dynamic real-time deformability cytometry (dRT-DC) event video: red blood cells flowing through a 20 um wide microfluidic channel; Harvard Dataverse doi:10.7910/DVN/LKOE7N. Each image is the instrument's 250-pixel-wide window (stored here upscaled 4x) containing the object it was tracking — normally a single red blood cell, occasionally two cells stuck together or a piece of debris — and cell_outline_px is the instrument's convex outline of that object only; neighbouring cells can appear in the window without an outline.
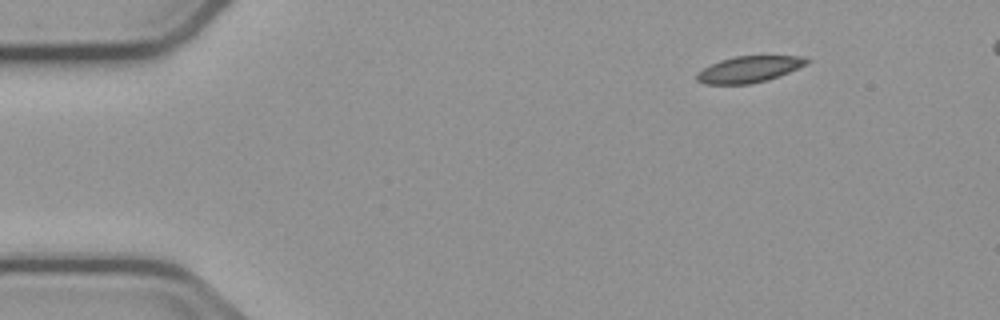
{"species": "common noctule bat (a hibernating species)", "species_latin": "Nyctalus noctula", "temperature_condition": "cold", "stored_images_in_passage": 6, "camera_frame_rate_fps": 3000, "um_per_image_px": 0.085, "animal": {"sex": "male", "body_mass_g": 23.1, "forearm_length_mm": 52.7}, "frame": {"image": 1, "passage_image": 1, "time_ms": 0.0, "image_size_px": [1000, 320], "cell_outline_px": [[812, 60], [808, 64], [780, 76], [768, 80], [752, 84], [704, 84], [696, 80], [696, 72], [720, 60], [736, 56], [804, 56]], "centroid_in_image_um": [63.71, 5.89], "position_along_channel_um": 21.3, "area_um2": 17.05}}
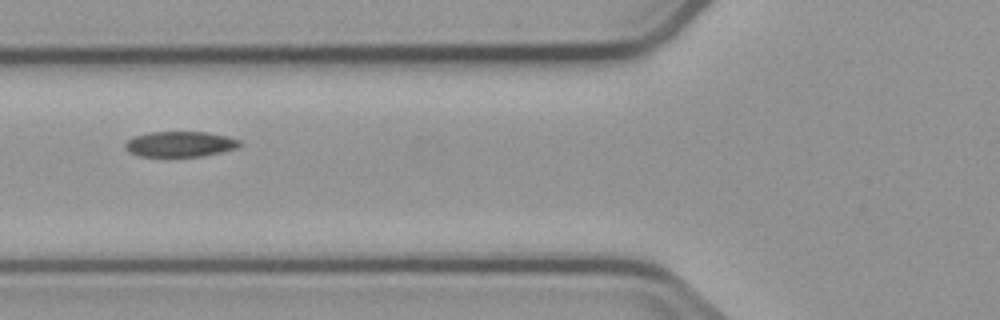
{"frame": {"image": 2, "passage_image": 5, "time_ms": 4.667, "image_size_px": [1000, 320], "cell_outline_px": [[244, 144], [240, 148], [204, 156], [140, 156], [128, 152], [124, 148], [124, 144], [132, 136], [148, 132], [208, 132], [228, 136], [240, 140]], "centroid_in_image_um": [15.34, 12.24], "position_along_channel_um": 110.5, "area_um2": 17.34}}
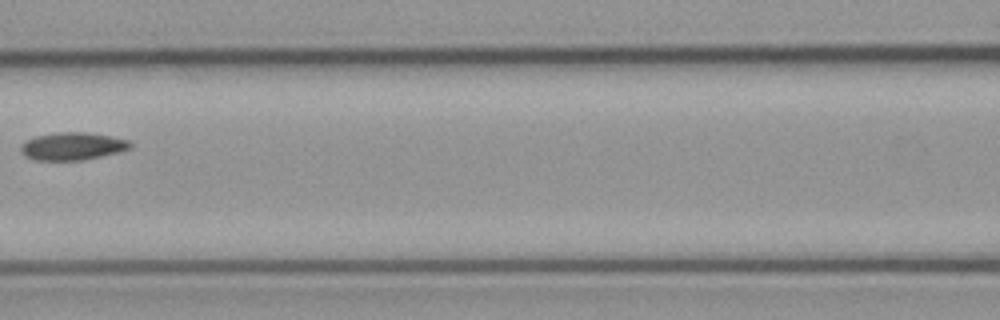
{"frame": {"image": 3, "passage_image": 6, "time_ms": 6.0, "image_size_px": [1000, 320], "cell_outline_px": [[132, 148], [120, 152], [84, 160], [36, 160], [24, 156], [20, 152], [20, 144], [24, 140], [36, 136], [56, 132], [84, 132], [108, 136], [128, 140], [132, 144]], "centroid_in_image_um": [6.12, 12.43], "position_along_channel_um": 160.5, "area_um2": 17.8}}